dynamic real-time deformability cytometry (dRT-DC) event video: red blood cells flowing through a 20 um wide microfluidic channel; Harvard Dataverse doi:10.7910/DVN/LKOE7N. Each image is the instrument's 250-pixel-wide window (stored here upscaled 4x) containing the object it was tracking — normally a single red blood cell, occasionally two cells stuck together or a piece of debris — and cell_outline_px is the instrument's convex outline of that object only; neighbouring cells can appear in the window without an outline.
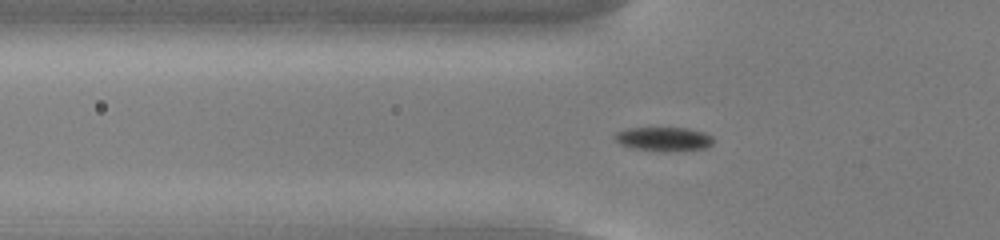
{"species": "common noctule bat (a hibernating species)", "species_latin": "Nyctalus noctula", "temperature_condition": "cold", "stored_images_in_passage": 55, "camera_frame_rate_fps": 3000, "um_per_image_px": 0.085, "animal": {"sex": "male", "body_mass_g": 13.0, "forearm_length_mm": 53.1}, "frame": {"image": 1, "passage_image": 19, "time_ms": 6.0, "image_size_px": [1000, 240], "cell_outline_px": [[712, 144], [704, 148], [632, 148], [620, 144], [612, 136], [616, 132], [628, 128], [688, 128], [704, 132], [712, 136]], "centroid_in_image_um": [56.36, 11.74], "position_along_channel_um": 69.4, "area_um2": 12.77}}
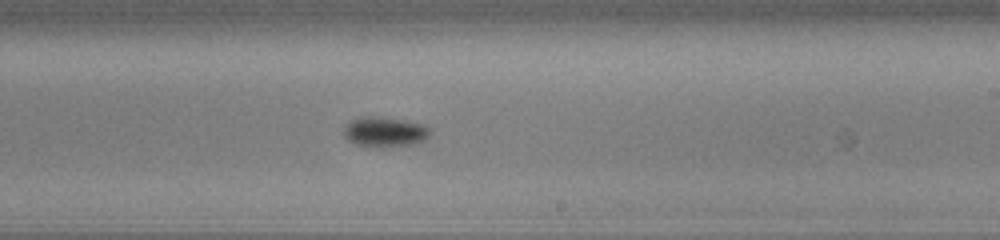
{"frame": {"image": 2, "passage_image": 34, "time_ms": 11.0, "image_size_px": [1000, 240], "cell_outline_px": [[428, 136], [424, 140], [412, 144], [384, 148], [376, 148], [356, 144], [348, 140], [344, 136], [344, 128], [352, 120], [364, 116], [368, 116], [400, 120], [420, 124], [428, 128]], "centroid_in_image_um": [32.65, 11.25], "position_along_channel_um": 256.3, "area_um2": 14.74}}
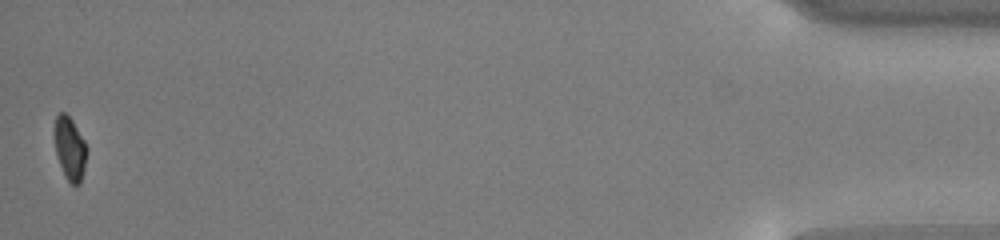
{"frame": {"image": 3, "passage_image": 55, "time_ms": 18.0, "image_size_px": [1000, 240], "cell_outline_px": [[88, 148], [84, 168], [80, 184], [72, 184], [64, 176], [56, 152], [56, 116], [60, 112], [64, 112], [72, 120], [84, 140]], "centroid_in_image_um": [5.97, 12.64], "position_along_channel_um": 429.2, "area_um2": 11.5}, "authors_computed_cell_mechanics": {"area_um2": 12.9472, "velocity_mm_per_s": 3.7547, "shape_relaxation_time_tau1_ms": 1.9262, "shape_relaxation_time_tau2_ms": null, "deformation_change_tau1": 0.141, "deformation_change_tau2": null}}